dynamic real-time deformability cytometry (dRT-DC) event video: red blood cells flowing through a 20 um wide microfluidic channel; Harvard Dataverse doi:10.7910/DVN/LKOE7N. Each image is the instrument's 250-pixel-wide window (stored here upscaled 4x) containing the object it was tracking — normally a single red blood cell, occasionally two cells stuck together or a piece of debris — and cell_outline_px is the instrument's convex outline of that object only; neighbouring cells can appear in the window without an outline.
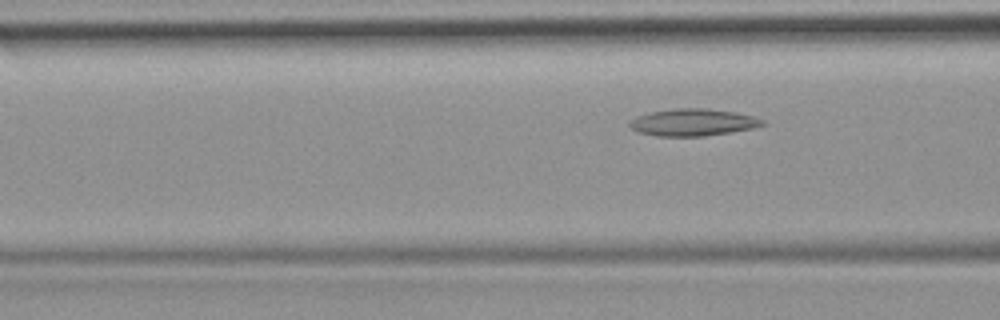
{"species": "common noctule bat (a hibernating species)", "species_latin": "Nyctalus noctula", "temperature_condition": "room temperature", "stored_images_in_passage": 5, "camera_frame_rate_fps": 3000, "um_per_image_px": 0.085, "animal": {"sex": "female", "body_mass_g": 19.9}, "frame": {"image": 1, "passage_image": 5, "time_ms": 5.333, "image_size_px": [1000, 320], "cell_outline_px": [[764, 124], [752, 128], [732, 132], [704, 136], [656, 136], [640, 132], [632, 128], [628, 124], [628, 120], [636, 116], [648, 112], [672, 108], [708, 108], [736, 112], [756, 116], [764, 120]], "centroid_in_image_um": [58.89, 10.38], "position_along_channel_um": 107.7, "area_um2": 21.21}}